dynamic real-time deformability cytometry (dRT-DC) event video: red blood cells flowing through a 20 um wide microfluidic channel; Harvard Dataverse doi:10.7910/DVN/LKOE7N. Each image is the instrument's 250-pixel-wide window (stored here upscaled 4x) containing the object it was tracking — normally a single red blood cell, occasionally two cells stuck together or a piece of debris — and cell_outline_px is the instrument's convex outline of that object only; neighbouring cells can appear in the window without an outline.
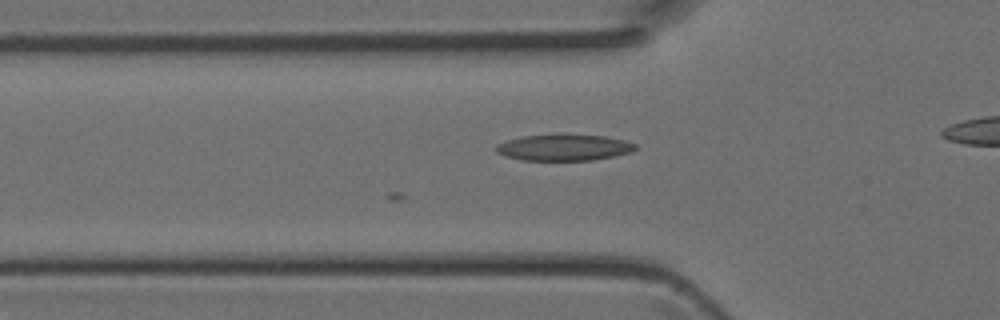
{"species": "Egyptian fruit bat (a non-hibernating species)", "species_latin": "Rousettus aegyptiacus", "temperature_condition": "room temperature", "stored_images_in_passage": 3, "camera_frame_rate_fps": 3000, "um_per_image_px": 0.085, "animal": {"sex": "female"}, "frame": {"image": 1, "passage_image": 3, "time_ms": 0.667, "image_size_px": [1000, 320], "cell_outline_px": [[636, 148], [628, 152], [612, 156], [592, 160], [524, 160], [508, 156], [496, 152], [496, 144], [520, 136], [552, 132], [556, 132], [604, 136], [624, 140], [636, 144]], "centroid_in_image_um": [47.89, 12.49], "position_along_channel_um": 77.9, "area_um2": 21.73}}